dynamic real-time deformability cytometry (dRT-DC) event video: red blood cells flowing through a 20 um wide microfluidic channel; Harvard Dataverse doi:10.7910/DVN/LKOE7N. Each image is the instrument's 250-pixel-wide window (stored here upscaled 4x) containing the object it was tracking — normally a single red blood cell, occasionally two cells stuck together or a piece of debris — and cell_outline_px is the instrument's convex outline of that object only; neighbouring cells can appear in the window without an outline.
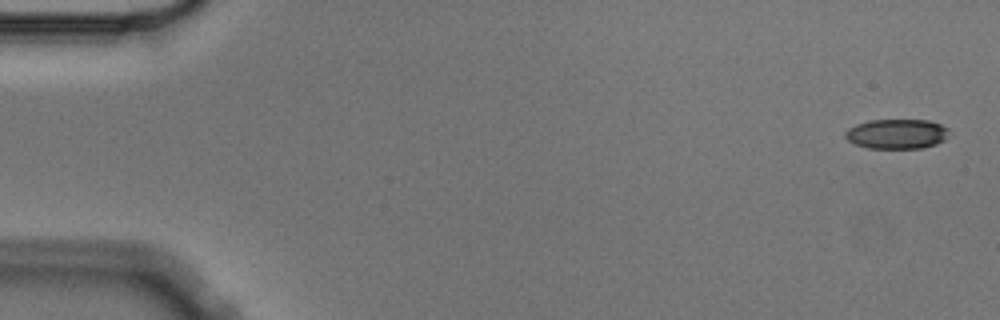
{"species": "Egyptian fruit bat (a non-hibernating species)", "species_latin": "Rousettus aegyptiacus", "temperature_condition": "cold", "stored_images_in_passage": 5, "camera_frame_rate_fps": 3000, "um_per_image_px": 0.085, "animal": {"sex": "male"}, "frame": {"image": 1, "passage_image": 1, "time_ms": 0.0, "image_size_px": [1000, 320], "cell_outline_px": [[948, 136], [944, 140], [936, 144], [920, 148], [868, 148], [856, 144], [848, 140], [844, 136], [844, 132], [848, 128], [856, 124], [868, 120], [928, 120], [940, 124], [948, 128]], "centroid_in_image_um": [76.21, 11.37], "position_along_channel_um": 8.8, "area_um2": 18.03}}
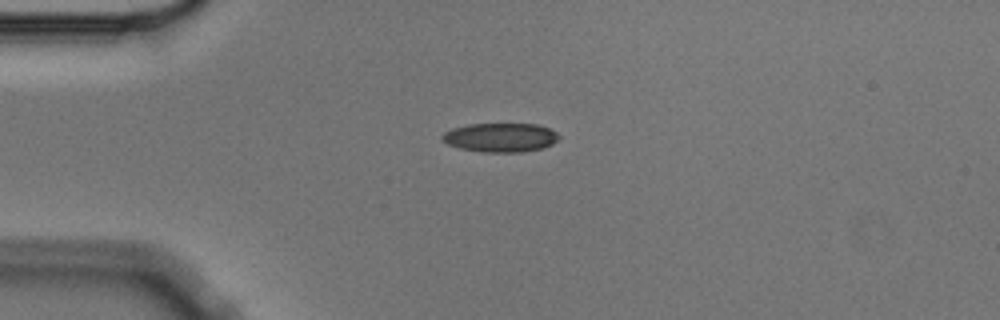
{"frame": {"image": 2, "passage_image": 4, "time_ms": 1.0, "image_size_px": [1000, 320], "cell_outline_px": [[560, 136], [552, 144], [544, 148], [520, 152], [484, 152], [460, 148], [448, 144], [440, 136], [444, 132], [452, 128], [468, 124], [536, 124], [548, 128], [556, 132]], "centroid_in_image_um": [42.54, 11.68], "position_along_channel_um": 42.5, "area_um2": 19.65}}